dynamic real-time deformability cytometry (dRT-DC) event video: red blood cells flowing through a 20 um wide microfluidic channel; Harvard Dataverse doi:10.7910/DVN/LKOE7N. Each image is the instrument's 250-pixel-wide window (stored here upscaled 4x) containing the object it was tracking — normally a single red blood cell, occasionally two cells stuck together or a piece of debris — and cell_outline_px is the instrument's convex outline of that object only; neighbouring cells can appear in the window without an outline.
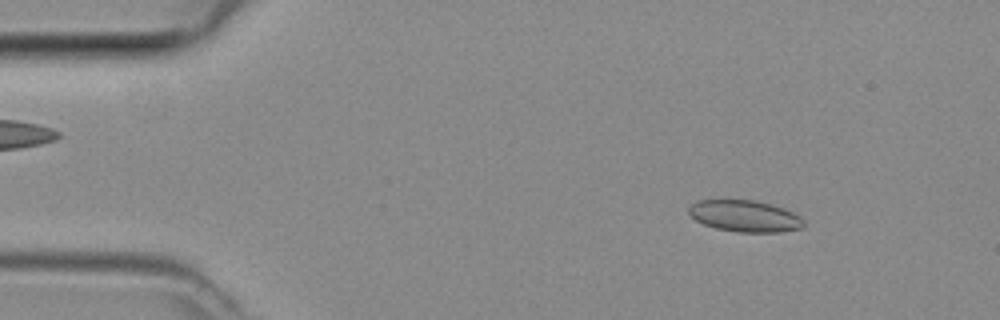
{"species": "common noctule bat (a hibernating species)", "species_latin": "Nyctalus noctula", "temperature_condition": "room temperature", "stored_images_in_passage": 3, "camera_frame_rate_fps": 3000, "um_per_image_px": 0.085, "animal": {"sex": "female", "body_mass_g": 29.2, "forearm_length_mm": 56.3}, "frame": {"image": 1, "passage_image": 2, "time_ms": 0.333, "image_size_px": [1000, 320], "cell_outline_px": [[804, 224], [800, 228], [780, 232], [736, 232], [716, 228], [704, 224], [696, 220], [688, 212], [688, 208], [696, 200], [756, 200], [784, 208], [800, 216], [804, 220]], "centroid_in_image_um": [63.31, 18.36], "position_along_channel_um": 21.7, "area_um2": 21.1}}